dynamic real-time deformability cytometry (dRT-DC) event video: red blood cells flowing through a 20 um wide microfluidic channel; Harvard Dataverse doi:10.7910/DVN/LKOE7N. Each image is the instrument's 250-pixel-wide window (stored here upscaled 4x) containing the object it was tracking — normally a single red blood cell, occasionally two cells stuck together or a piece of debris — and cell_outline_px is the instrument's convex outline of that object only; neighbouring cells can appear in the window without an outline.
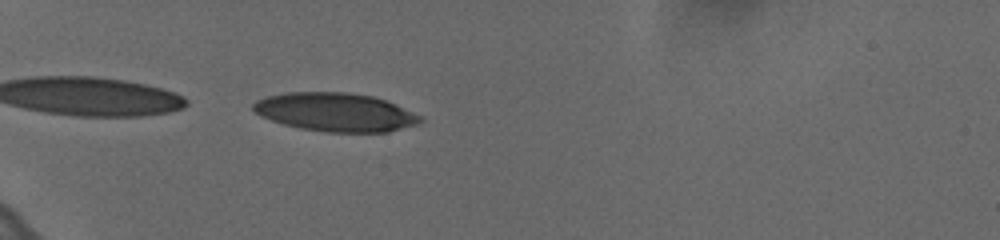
{"species": "human", "species_latin": "Homo sapiens", "temperature_condition": "cold", "stored_images_in_passage": 39, "camera_frame_rate_fps": 3000, "um_per_image_px": 0.085, "donor": {"sex": "female"}, "frame": {"image": 1, "passage_image": 1, "time_ms": 0.0, "image_size_px": [1000, 240], "cell_outline_px": [[424, 120], [420, 124], [388, 132], [328, 132], [300, 128], [284, 124], [260, 116], [252, 108], [252, 104], [256, 100], [268, 96], [288, 92], [344, 92], [372, 96], [384, 100], [424, 116]], "centroid_in_image_um": [28.55, 9.54], "position_along_channel_um": 56.5, "area_um2": 37.51}}
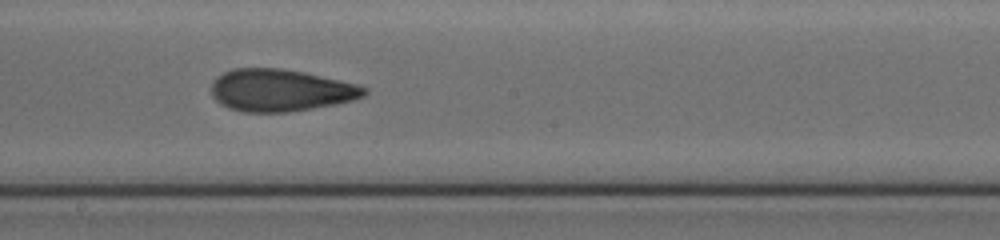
{"frame": {"image": 2, "passage_image": 17, "time_ms": 5.333, "image_size_px": [1000, 240], "cell_outline_px": [[368, 92], [364, 96], [352, 100], [312, 108], [288, 112], [244, 112], [228, 108], [220, 104], [212, 96], [212, 80], [216, 76], [232, 68], [280, 68], [304, 72], [356, 84], [368, 88]], "centroid_in_image_um": [23.8, 7.67], "position_along_channel_um": 224.4, "area_um2": 37.51}}
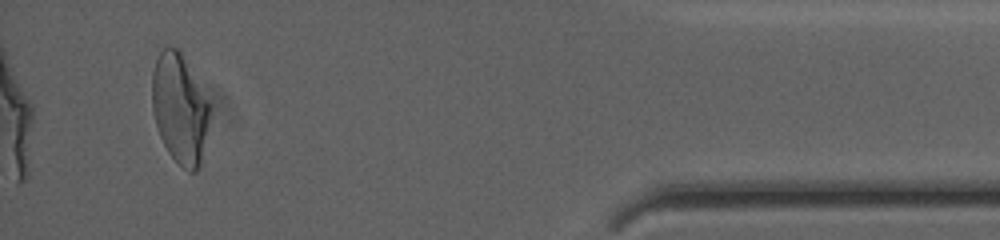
{"frame": {"image": 3, "passage_image": 37, "time_ms": 12.0, "image_size_px": [1000, 240], "cell_outline_px": [[212, 108], [200, 168], [196, 172], [188, 172], [168, 152], [160, 136], [156, 124], [152, 108], [152, 72], [156, 60], [160, 52], [164, 48], [176, 48], [180, 52]], "centroid_in_image_um": [15.29, 9.29], "position_along_channel_um": 419.9, "area_um2": 36.59}, "authors_computed_cell_mechanics": {"area_um2": 37.4544, "velocity_mm_per_s": 3.637, "shape_relaxation_time_tau1_ms": 7.3463, "shape_relaxation_time_tau2_ms": 2.1909, "deformation_change_tau1": 0.1971, "deformation_change_tau2": 0.0966}}